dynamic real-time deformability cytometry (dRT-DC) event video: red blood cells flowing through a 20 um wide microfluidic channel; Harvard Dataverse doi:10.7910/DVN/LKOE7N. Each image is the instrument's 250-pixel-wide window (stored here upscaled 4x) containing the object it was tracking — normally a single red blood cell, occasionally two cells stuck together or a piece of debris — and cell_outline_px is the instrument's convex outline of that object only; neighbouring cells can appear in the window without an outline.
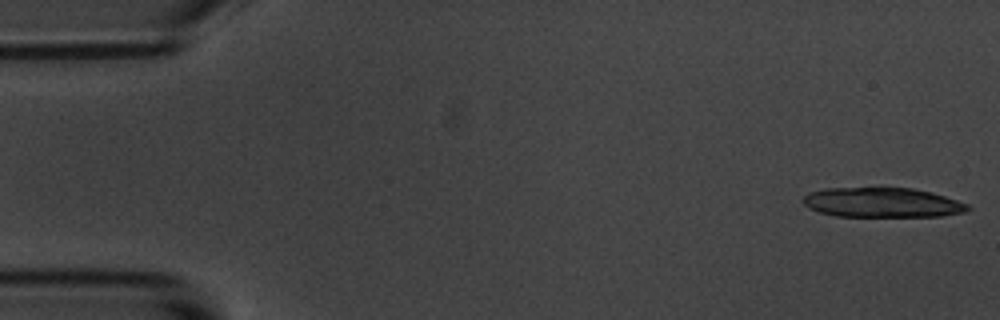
{"species": "common noctule bat (a hibernating species)", "species_latin": "Nyctalus noctula", "temperature_condition": "room temperature", "stored_images_in_passage": 8, "segment_of_instrument_passage": [1, 2], "camera_frame_rate_fps": 3000, "um_per_image_px": 0.085, "animal": {"sex": "male", "body_mass_g": 20.1, "forearm_length_mm": 53.5}, "frame": {"image": 1, "passage_image": 1, "time_ms": 0.0, "image_size_px": [1000, 320], "cell_outline_px": [[972, 208], [964, 212], [940, 216], [836, 216], [820, 212], [808, 208], [800, 200], [808, 192], [824, 188], [880, 184], [912, 188], [932, 192], [968, 204]], "centroid_in_image_um": [74.92, 17.15], "position_along_channel_um": 10.1, "area_um2": 29.82}}